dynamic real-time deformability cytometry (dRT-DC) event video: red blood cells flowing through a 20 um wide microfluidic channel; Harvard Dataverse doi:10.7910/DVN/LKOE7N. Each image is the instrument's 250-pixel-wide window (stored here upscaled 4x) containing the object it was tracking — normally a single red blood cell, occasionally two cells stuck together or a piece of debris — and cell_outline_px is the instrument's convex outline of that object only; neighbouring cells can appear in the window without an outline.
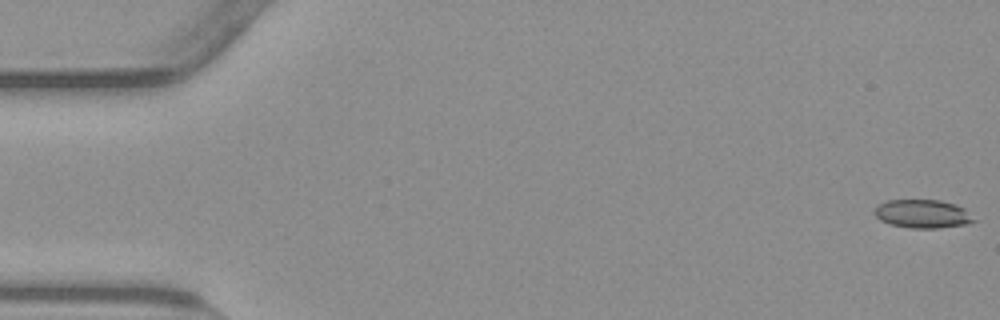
{"species": "common noctule bat (a hibernating species)", "species_latin": "Nyctalus noctula", "temperature_condition": "warm", "stored_images_in_passage": 55, "camera_frame_rate_fps": 3000, "um_per_image_px": 0.085, "animal": {"sex": "male", "body_mass_g": 23.1, "forearm_length_mm": 52.7}, "frame": {"image": 1, "passage_image": 1, "time_ms": 0.0, "image_size_px": [1000, 320], "cell_outline_px": [[976, 220], [968, 224], [936, 228], [908, 228], [892, 224], [880, 220], [872, 212], [880, 204], [888, 200], [940, 200], [956, 204], [964, 208]], "centroid_in_image_um": [78.43, 18.17], "position_along_channel_um": 6.6, "area_um2": 16.42}}
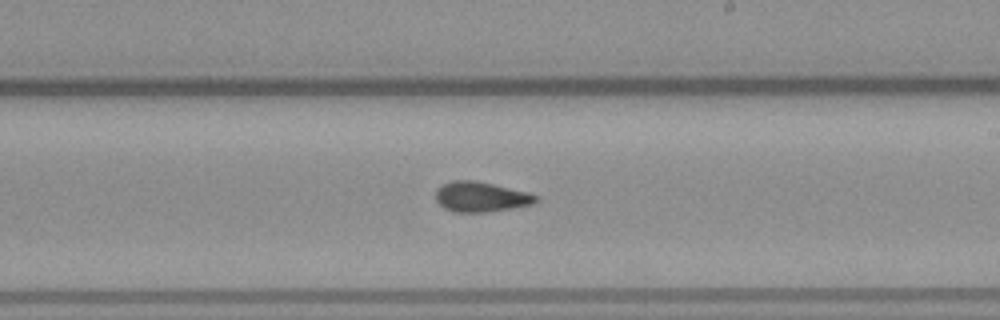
{"frame": {"image": 2, "passage_image": 32, "time_ms": 10.333, "image_size_px": [1000, 320], "cell_outline_px": [[540, 200], [532, 204], [512, 208], [488, 212], [456, 212], [444, 208], [436, 200], [436, 188], [440, 184], [452, 180], [476, 180], [528, 192], [540, 196]], "centroid_in_image_um": [40.88, 16.72], "position_along_channel_um": 248.1, "area_um2": 17.8}}
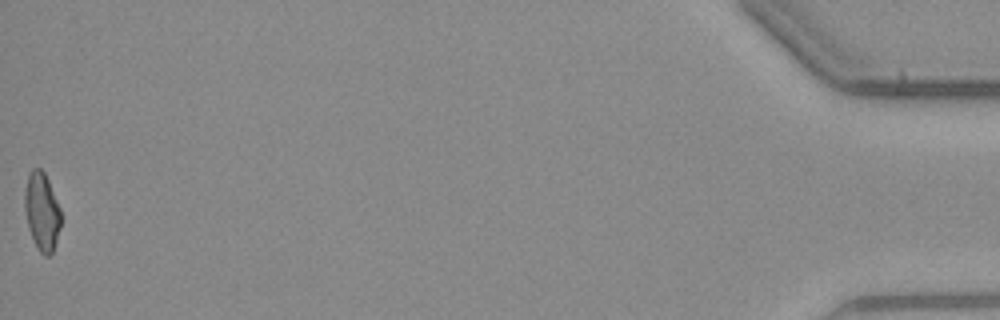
{"frame": {"image": 3, "passage_image": 55, "time_ms": 18.0, "image_size_px": [1000, 320], "cell_outline_px": [[60, 228], [52, 252], [48, 256], [44, 256], [36, 248], [28, 228], [24, 212], [24, 192], [28, 172], [32, 168], [40, 168], [44, 172], [48, 180], [60, 208]], "centroid_in_image_um": [3.53, 17.97], "position_along_channel_um": 431.7, "area_um2": 16.59}, "authors_computed_cell_mechanics": {"area_um2": 17.1088, "velocity_mm_per_s": 3.8029, "shape_relaxation_time_tau1_ms": 5.5345, "shape_relaxation_time_tau2_ms": 1.9454, "deformation_change_tau1": 0.1508, "deformation_change_tau2": 0.0862}}